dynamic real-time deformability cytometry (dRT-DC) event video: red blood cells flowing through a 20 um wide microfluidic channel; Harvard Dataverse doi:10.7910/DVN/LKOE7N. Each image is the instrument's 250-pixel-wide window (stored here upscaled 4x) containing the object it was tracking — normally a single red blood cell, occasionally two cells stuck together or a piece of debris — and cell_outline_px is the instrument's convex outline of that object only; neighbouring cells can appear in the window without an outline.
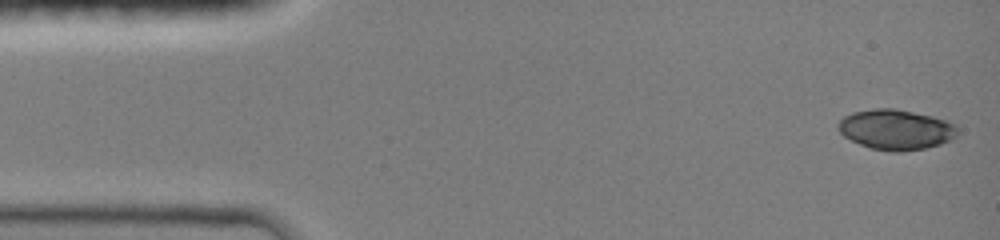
{"species": "common noctule bat (a hibernating species)", "species_latin": "Nyctalus noctula", "temperature_condition": "room temperature", "stored_images_in_passage": 12, "camera_frame_rate_fps": 3000, "um_per_image_px": 0.085, "animal": {"sex": "female", "body_mass_g": 19.0, "forearm_length_mm": 51.5}, "frame": {"image": 1, "passage_image": 1, "time_ms": 0.0, "image_size_px": [1000, 240], "cell_outline_px": [[956, 136], [952, 140], [940, 144], [924, 148], [896, 152], [872, 148], [860, 144], [844, 136], [840, 132], [840, 120], [844, 116], [852, 112], [872, 108], [896, 108], [932, 116], [948, 120], [956, 124]], "centroid_in_image_um": [76.18, 10.99], "position_along_channel_um": 8.8, "area_um2": 27.8}}
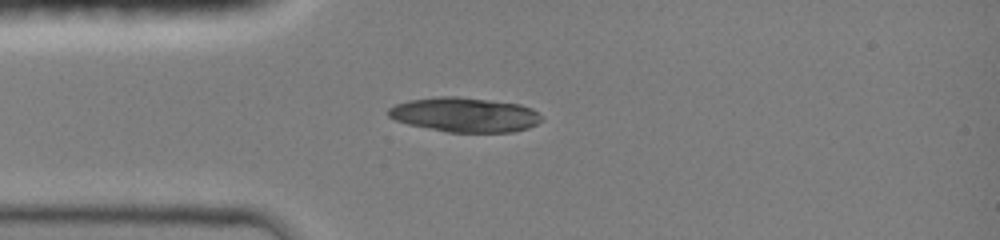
{"frame": {"image": 2, "passage_image": 9, "time_ms": 3.333, "image_size_px": [1000, 240], "cell_outline_px": [[540, 120], [536, 124], [528, 128], [512, 132], [448, 132], [408, 124], [396, 120], [388, 116], [388, 108], [396, 104], [408, 100], [440, 96], [456, 96], [520, 104], [532, 108], [540, 116]], "centroid_in_image_um": [39.48, 9.75], "position_along_channel_um": 45.5, "area_um2": 30.63}}